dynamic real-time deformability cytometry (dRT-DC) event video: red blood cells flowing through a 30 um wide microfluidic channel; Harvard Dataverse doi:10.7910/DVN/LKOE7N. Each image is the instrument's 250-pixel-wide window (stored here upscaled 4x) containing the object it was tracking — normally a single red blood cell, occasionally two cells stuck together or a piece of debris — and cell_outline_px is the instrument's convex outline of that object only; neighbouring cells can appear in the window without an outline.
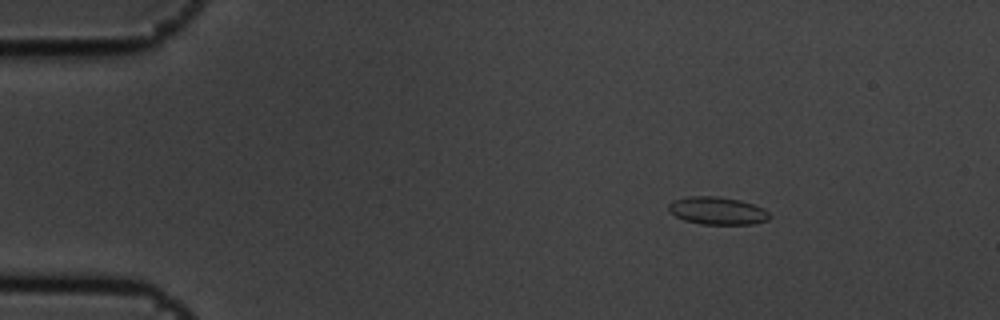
{"species": "common noctule bat (a hibernating species)", "species_latin": "Nyctalus noctula", "temperature_condition": "cold", "stored_images_in_passage": 10, "camera_frame_rate_fps": 3000, "um_per_image_px": 0.085, "animal": {"sex": "male", "body_mass_g": 19.5, "forearm_length_mm": 54.6}, "frame": {"image": 1, "passage_image": 2, "time_ms": 0.333, "image_size_px": [1000, 320], "cell_outline_px": [[772, 216], [768, 220], [752, 224], [700, 224], [684, 220], [676, 216], [668, 208], [668, 204], [672, 200], [688, 196], [716, 196], [740, 200], [764, 208]], "centroid_in_image_um": [60.98, 17.91], "position_along_channel_um": 24.0, "area_um2": 16.3}}
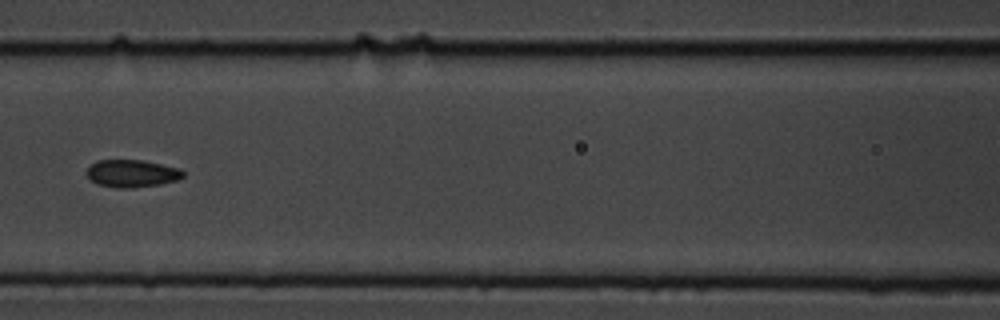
{"frame": {"image": 2, "passage_image": 7, "time_ms": 2.0, "image_size_px": [1000, 320], "cell_outline_px": [[184, 176], [176, 180], [160, 184], [132, 188], [116, 188], [96, 184], [84, 172], [96, 160], [144, 160], [180, 168], [184, 172]], "centroid_in_image_um": [11.2, 14.74], "position_along_channel_um": 155.4, "area_um2": 15.55}}
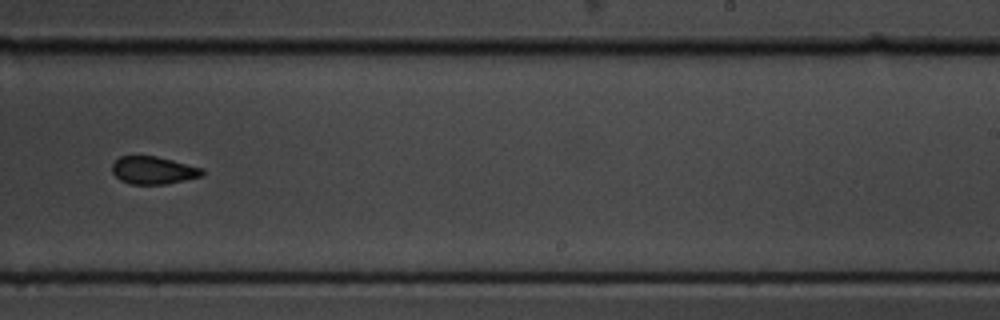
{"frame": {"image": 3, "passage_image": 10, "time_ms": 3.0, "image_size_px": [1000, 320], "cell_outline_px": [[204, 172], [200, 176], [184, 180], [164, 184], [132, 184], [120, 180], [112, 172], [112, 164], [120, 156], [156, 156], [204, 168]], "centroid_in_image_um": [13.02, 14.47], "position_along_channel_um": 276.0, "area_um2": 14.39}}